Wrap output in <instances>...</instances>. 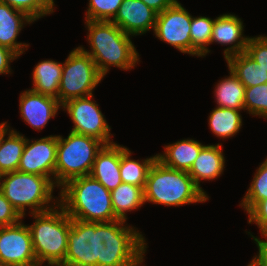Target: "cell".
<instances>
[{"label": "cell", "mask_w": 267, "mask_h": 266, "mask_svg": "<svg viewBox=\"0 0 267 266\" xmlns=\"http://www.w3.org/2000/svg\"><path fill=\"white\" fill-rule=\"evenodd\" d=\"M88 41L91 51L85 50L96 64L99 73L104 77L110 66L123 70L135 67L139 55L130 35L125 34L112 21H86Z\"/></svg>", "instance_id": "cell-1"}, {"label": "cell", "mask_w": 267, "mask_h": 266, "mask_svg": "<svg viewBox=\"0 0 267 266\" xmlns=\"http://www.w3.org/2000/svg\"><path fill=\"white\" fill-rule=\"evenodd\" d=\"M58 201L72 219L85 222L118 219L113 212L111 192L90 175L74 178L63 185Z\"/></svg>", "instance_id": "cell-2"}, {"label": "cell", "mask_w": 267, "mask_h": 266, "mask_svg": "<svg viewBox=\"0 0 267 266\" xmlns=\"http://www.w3.org/2000/svg\"><path fill=\"white\" fill-rule=\"evenodd\" d=\"M125 222H97V266H140L144 261L145 238Z\"/></svg>", "instance_id": "cell-3"}, {"label": "cell", "mask_w": 267, "mask_h": 266, "mask_svg": "<svg viewBox=\"0 0 267 266\" xmlns=\"http://www.w3.org/2000/svg\"><path fill=\"white\" fill-rule=\"evenodd\" d=\"M209 200L188 172L164 166L155 160L149 169L144 201L166 206H181Z\"/></svg>", "instance_id": "cell-4"}, {"label": "cell", "mask_w": 267, "mask_h": 266, "mask_svg": "<svg viewBox=\"0 0 267 266\" xmlns=\"http://www.w3.org/2000/svg\"><path fill=\"white\" fill-rule=\"evenodd\" d=\"M58 202H53L57 205L48 211L31 214L35 222L28 228L39 264L47 262L61 265L65 260L71 218Z\"/></svg>", "instance_id": "cell-5"}, {"label": "cell", "mask_w": 267, "mask_h": 266, "mask_svg": "<svg viewBox=\"0 0 267 266\" xmlns=\"http://www.w3.org/2000/svg\"><path fill=\"white\" fill-rule=\"evenodd\" d=\"M2 179V180H1ZM55 184L45 176L13 171L0 175V190L14 209L23 218L26 207L31 214L54 208L52 192Z\"/></svg>", "instance_id": "cell-6"}, {"label": "cell", "mask_w": 267, "mask_h": 266, "mask_svg": "<svg viewBox=\"0 0 267 266\" xmlns=\"http://www.w3.org/2000/svg\"><path fill=\"white\" fill-rule=\"evenodd\" d=\"M105 144L91 136L70 131L67 138L57 136L54 184L62 187L68 181L89 176L97 153Z\"/></svg>", "instance_id": "cell-7"}, {"label": "cell", "mask_w": 267, "mask_h": 266, "mask_svg": "<svg viewBox=\"0 0 267 266\" xmlns=\"http://www.w3.org/2000/svg\"><path fill=\"white\" fill-rule=\"evenodd\" d=\"M102 79L94 60L79 46L63 63L58 101L63 104L73 98L93 95L92 91Z\"/></svg>", "instance_id": "cell-8"}, {"label": "cell", "mask_w": 267, "mask_h": 266, "mask_svg": "<svg viewBox=\"0 0 267 266\" xmlns=\"http://www.w3.org/2000/svg\"><path fill=\"white\" fill-rule=\"evenodd\" d=\"M93 95L73 98L62 104V109L67 111L74 127L72 132L85 136L94 137L102 141L105 145L114 143L110 140V126L104 115L98 107V104L92 101Z\"/></svg>", "instance_id": "cell-9"}, {"label": "cell", "mask_w": 267, "mask_h": 266, "mask_svg": "<svg viewBox=\"0 0 267 266\" xmlns=\"http://www.w3.org/2000/svg\"><path fill=\"white\" fill-rule=\"evenodd\" d=\"M191 20L190 13L176 1L171 7L157 14L154 33L163 42L191 55Z\"/></svg>", "instance_id": "cell-10"}, {"label": "cell", "mask_w": 267, "mask_h": 266, "mask_svg": "<svg viewBox=\"0 0 267 266\" xmlns=\"http://www.w3.org/2000/svg\"><path fill=\"white\" fill-rule=\"evenodd\" d=\"M61 266H97V222L71 218L68 249Z\"/></svg>", "instance_id": "cell-11"}, {"label": "cell", "mask_w": 267, "mask_h": 266, "mask_svg": "<svg viewBox=\"0 0 267 266\" xmlns=\"http://www.w3.org/2000/svg\"><path fill=\"white\" fill-rule=\"evenodd\" d=\"M18 223L0 227V262L9 266L37 264L27 225Z\"/></svg>", "instance_id": "cell-12"}, {"label": "cell", "mask_w": 267, "mask_h": 266, "mask_svg": "<svg viewBox=\"0 0 267 266\" xmlns=\"http://www.w3.org/2000/svg\"><path fill=\"white\" fill-rule=\"evenodd\" d=\"M57 155V136L26 139L18 171L48 177L53 183ZM52 175V176H51ZM51 176V177H50Z\"/></svg>", "instance_id": "cell-13"}, {"label": "cell", "mask_w": 267, "mask_h": 266, "mask_svg": "<svg viewBox=\"0 0 267 266\" xmlns=\"http://www.w3.org/2000/svg\"><path fill=\"white\" fill-rule=\"evenodd\" d=\"M156 18L157 13L141 0H123L112 22L125 34L137 36L154 30Z\"/></svg>", "instance_id": "cell-14"}, {"label": "cell", "mask_w": 267, "mask_h": 266, "mask_svg": "<svg viewBox=\"0 0 267 266\" xmlns=\"http://www.w3.org/2000/svg\"><path fill=\"white\" fill-rule=\"evenodd\" d=\"M19 100L22 119L36 130L44 128L62 107L57 98L32 90L21 93Z\"/></svg>", "instance_id": "cell-15"}, {"label": "cell", "mask_w": 267, "mask_h": 266, "mask_svg": "<svg viewBox=\"0 0 267 266\" xmlns=\"http://www.w3.org/2000/svg\"><path fill=\"white\" fill-rule=\"evenodd\" d=\"M243 28L241 19L233 14H223L214 19L210 44L217 42L221 45H230L224 50L225 60L229 56L246 51L250 37H244Z\"/></svg>", "instance_id": "cell-16"}, {"label": "cell", "mask_w": 267, "mask_h": 266, "mask_svg": "<svg viewBox=\"0 0 267 266\" xmlns=\"http://www.w3.org/2000/svg\"><path fill=\"white\" fill-rule=\"evenodd\" d=\"M121 145H104L97 153L90 176L99 181L108 191L122 183L120 176Z\"/></svg>", "instance_id": "cell-17"}, {"label": "cell", "mask_w": 267, "mask_h": 266, "mask_svg": "<svg viewBox=\"0 0 267 266\" xmlns=\"http://www.w3.org/2000/svg\"><path fill=\"white\" fill-rule=\"evenodd\" d=\"M32 22L34 20L25 12L0 2V45L19 57L29 45L17 42V36L25 24Z\"/></svg>", "instance_id": "cell-18"}, {"label": "cell", "mask_w": 267, "mask_h": 266, "mask_svg": "<svg viewBox=\"0 0 267 266\" xmlns=\"http://www.w3.org/2000/svg\"><path fill=\"white\" fill-rule=\"evenodd\" d=\"M222 145H205L198 157L193 162L188 174L196 186L207 196L201 188V180H214L223 173L225 157L222 153Z\"/></svg>", "instance_id": "cell-19"}, {"label": "cell", "mask_w": 267, "mask_h": 266, "mask_svg": "<svg viewBox=\"0 0 267 266\" xmlns=\"http://www.w3.org/2000/svg\"><path fill=\"white\" fill-rule=\"evenodd\" d=\"M204 146L196 140L183 139L165 146L164 154H156L157 160L166 167L189 172Z\"/></svg>", "instance_id": "cell-20"}, {"label": "cell", "mask_w": 267, "mask_h": 266, "mask_svg": "<svg viewBox=\"0 0 267 266\" xmlns=\"http://www.w3.org/2000/svg\"><path fill=\"white\" fill-rule=\"evenodd\" d=\"M6 123L0 124V175L18 170L26 143L25 136L12 129L10 131ZM7 134V139H4Z\"/></svg>", "instance_id": "cell-21"}, {"label": "cell", "mask_w": 267, "mask_h": 266, "mask_svg": "<svg viewBox=\"0 0 267 266\" xmlns=\"http://www.w3.org/2000/svg\"><path fill=\"white\" fill-rule=\"evenodd\" d=\"M228 68L245 87L267 83V70L253 60L246 52L229 56Z\"/></svg>", "instance_id": "cell-22"}, {"label": "cell", "mask_w": 267, "mask_h": 266, "mask_svg": "<svg viewBox=\"0 0 267 266\" xmlns=\"http://www.w3.org/2000/svg\"><path fill=\"white\" fill-rule=\"evenodd\" d=\"M62 69L63 63L54 60L39 62L32 72L33 88L30 90L58 99Z\"/></svg>", "instance_id": "cell-23"}, {"label": "cell", "mask_w": 267, "mask_h": 266, "mask_svg": "<svg viewBox=\"0 0 267 266\" xmlns=\"http://www.w3.org/2000/svg\"><path fill=\"white\" fill-rule=\"evenodd\" d=\"M112 207L115 216L126 221V213L145 204L144 189L128 183H121L111 191Z\"/></svg>", "instance_id": "cell-24"}, {"label": "cell", "mask_w": 267, "mask_h": 266, "mask_svg": "<svg viewBox=\"0 0 267 266\" xmlns=\"http://www.w3.org/2000/svg\"><path fill=\"white\" fill-rule=\"evenodd\" d=\"M130 156L131 151L121 146L120 176L122 183L133 184L144 189L149 169L157 159V155L141 162L131 159Z\"/></svg>", "instance_id": "cell-25"}, {"label": "cell", "mask_w": 267, "mask_h": 266, "mask_svg": "<svg viewBox=\"0 0 267 266\" xmlns=\"http://www.w3.org/2000/svg\"><path fill=\"white\" fill-rule=\"evenodd\" d=\"M230 75L217 83L216 101L220 108L244 110L245 86L230 70Z\"/></svg>", "instance_id": "cell-26"}, {"label": "cell", "mask_w": 267, "mask_h": 266, "mask_svg": "<svg viewBox=\"0 0 267 266\" xmlns=\"http://www.w3.org/2000/svg\"><path fill=\"white\" fill-rule=\"evenodd\" d=\"M240 111L217 106L209 116V126L212 133L223 139L237 134L242 126Z\"/></svg>", "instance_id": "cell-27"}, {"label": "cell", "mask_w": 267, "mask_h": 266, "mask_svg": "<svg viewBox=\"0 0 267 266\" xmlns=\"http://www.w3.org/2000/svg\"><path fill=\"white\" fill-rule=\"evenodd\" d=\"M214 19L209 17L199 16L193 17L191 20V55L203 57L210 52L211 34L213 31Z\"/></svg>", "instance_id": "cell-28"}, {"label": "cell", "mask_w": 267, "mask_h": 266, "mask_svg": "<svg viewBox=\"0 0 267 266\" xmlns=\"http://www.w3.org/2000/svg\"><path fill=\"white\" fill-rule=\"evenodd\" d=\"M240 206L248 213L259 201L267 199V158L256 170Z\"/></svg>", "instance_id": "cell-29"}, {"label": "cell", "mask_w": 267, "mask_h": 266, "mask_svg": "<svg viewBox=\"0 0 267 266\" xmlns=\"http://www.w3.org/2000/svg\"><path fill=\"white\" fill-rule=\"evenodd\" d=\"M244 110L267 119V83L245 87Z\"/></svg>", "instance_id": "cell-30"}, {"label": "cell", "mask_w": 267, "mask_h": 266, "mask_svg": "<svg viewBox=\"0 0 267 266\" xmlns=\"http://www.w3.org/2000/svg\"><path fill=\"white\" fill-rule=\"evenodd\" d=\"M12 8L25 12L34 21L54 11V0H0Z\"/></svg>", "instance_id": "cell-31"}, {"label": "cell", "mask_w": 267, "mask_h": 266, "mask_svg": "<svg viewBox=\"0 0 267 266\" xmlns=\"http://www.w3.org/2000/svg\"><path fill=\"white\" fill-rule=\"evenodd\" d=\"M123 0H89L85 21H112Z\"/></svg>", "instance_id": "cell-32"}, {"label": "cell", "mask_w": 267, "mask_h": 266, "mask_svg": "<svg viewBox=\"0 0 267 266\" xmlns=\"http://www.w3.org/2000/svg\"><path fill=\"white\" fill-rule=\"evenodd\" d=\"M245 52L267 70V36L250 37Z\"/></svg>", "instance_id": "cell-33"}, {"label": "cell", "mask_w": 267, "mask_h": 266, "mask_svg": "<svg viewBox=\"0 0 267 266\" xmlns=\"http://www.w3.org/2000/svg\"><path fill=\"white\" fill-rule=\"evenodd\" d=\"M22 217L0 190V227L18 223Z\"/></svg>", "instance_id": "cell-34"}, {"label": "cell", "mask_w": 267, "mask_h": 266, "mask_svg": "<svg viewBox=\"0 0 267 266\" xmlns=\"http://www.w3.org/2000/svg\"><path fill=\"white\" fill-rule=\"evenodd\" d=\"M248 214V223H256L261 234H267V199L259 201Z\"/></svg>", "instance_id": "cell-35"}, {"label": "cell", "mask_w": 267, "mask_h": 266, "mask_svg": "<svg viewBox=\"0 0 267 266\" xmlns=\"http://www.w3.org/2000/svg\"><path fill=\"white\" fill-rule=\"evenodd\" d=\"M250 235L252 236L259 250L257 256L255 255L250 263L253 266H267V240L264 241L260 238L254 237L251 233ZM263 236L267 238V234H263Z\"/></svg>", "instance_id": "cell-36"}, {"label": "cell", "mask_w": 267, "mask_h": 266, "mask_svg": "<svg viewBox=\"0 0 267 266\" xmlns=\"http://www.w3.org/2000/svg\"><path fill=\"white\" fill-rule=\"evenodd\" d=\"M17 58L13 51L0 45V75L11 73L10 63Z\"/></svg>", "instance_id": "cell-37"}, {"label": "cell", "mask_w": 267, "mask_h": 266, "mask_svg": "<svg viewBox=\"0 0 267 266\" xmlns=\"http://www.w3.org/2000/svg\"><path fill=\"white\" fill-rule=\"evenodd\" d=\"M145 5L155 11L157 14L171 7L177 0H141Z\"/></svg>", "instance_id": "cell-38"}, {"label": "cell", "mask_w": 267, "mask_h": 266, "mask_svg": "<svg viewBox=\"0 0 267 266\" xmlns=\"http://www.w3.org/2000/svg\"><path fill=\"white\" fill-rule=\"evenodd\" d=\"M42 266L43 264H39V263H37V264H35V265H32V266ZM49 266H61V265H59V264H48Z\"/></svg>", "instance_id": "cell-39"}, {"label": "cell", "mask_w": 267, "mask_h": 266, "mask_svg": "<svg viewBox=\"0 0 267 266\" xmlns=\"http://www.w3.org/2000/svg\"><path fill=\"white\" fill-rule=\"evenodd\" d=\"M0 266H9V265H6V264H3L2 262H0Z\"/></svg>", "instance_id": "cell-40"}]
</instances>
